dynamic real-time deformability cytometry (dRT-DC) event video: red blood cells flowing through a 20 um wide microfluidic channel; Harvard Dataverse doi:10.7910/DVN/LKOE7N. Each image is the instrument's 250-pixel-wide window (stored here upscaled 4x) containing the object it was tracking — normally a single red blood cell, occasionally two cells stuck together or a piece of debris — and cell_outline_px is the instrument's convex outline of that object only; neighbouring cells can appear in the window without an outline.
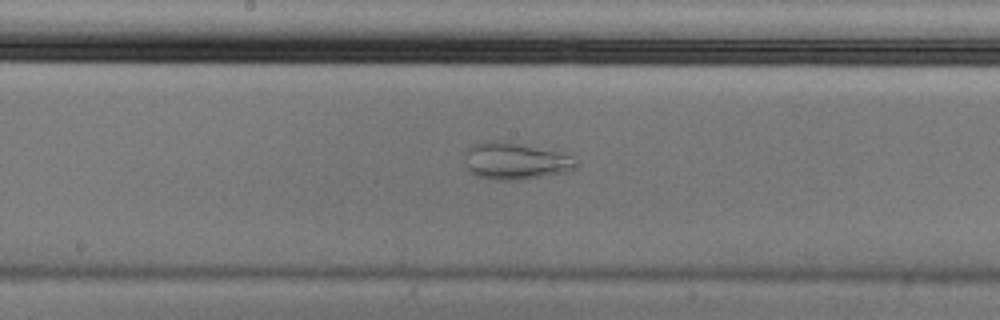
{"species": "Egyptian fruit bat (a non-hibernating species)", "species_latin": "Rousettus aegyptiacus", "temperature_condition": "cold", "stored_images_in_passage": 55, "camera_frame_rate_fps": 3000, "um_per_image_px": 0.085, "animal": {"sex": "male"}, "frame": {"image": 1, "passage_image": 29, "time_ms": 9.333, "image_size_px": [1000, 320], "cell_outline_px": [[580, 164], [576, 168], [568, 172], [520, 180], [492, 180], [476, 176], [468, 168], [468, 148], [472, 144], [484, 140], [508, 140], [564, 152], [572, 156]], "centroid_in_image_um": [43.9, 13.66], "position_along_channel_um": 204.3, "area_um2": 24.57}}
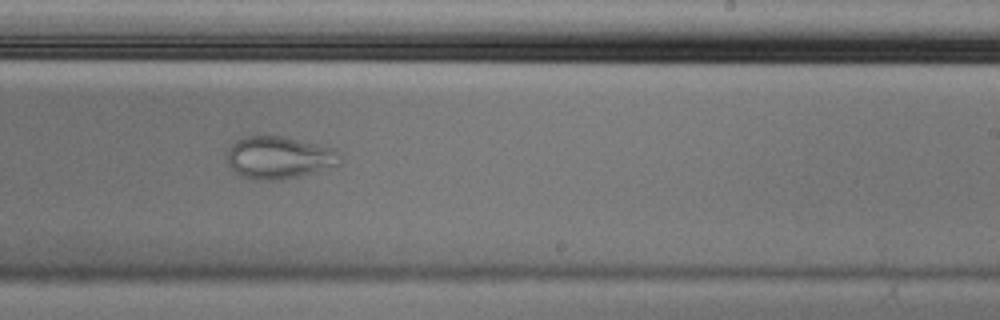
{"frame": {"image": 2, "passage_image": 34, "time_ms": 11.0, "image_size_px": [1000, 320], "cell_outline_px": [[340, 164], [316, 172], [300, 176], [280, 180], [256, 180], [240, 176], [228, 164], [228, 148], [236, 140], [244, 136], [268, 132], [336, 148], [340, 152]], "centroid_in_image_um": [23.72, 13.35], "position_along_channel_um": 265.3, "area_um2": 28.84}}
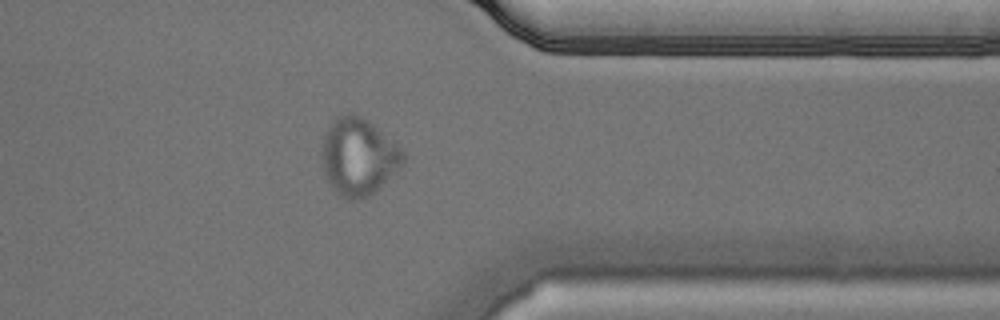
{"frame": {"image": 3, "passage_image": 44, "time_ms": 14.333, "image_size_px": [1000, 320], "cell_outline_px": [[404, 164], [400, 168], [368, 196], [356, 200], [348, 200], [340, 196], [332, 188], [324, 172], [320, 156], [320, 148], [324, 132], [328, 124], [336, 116], [348, 112], [360, 116], [396, 144], [404, 152]], "centroid_in_image_um": [30.4, 13.31], "position_along_channel_um": 381.0, "area_um2": 36.47}, "authors_computed_cell_mechanics": {"area_um2": 29.5358, "velocity_mm_per_s": 3.6771, "shape_relaxation_time_tau1_ms": null, "shape_relaxation_time_tau2_ms": 1.5412, "deformation_change_tau1": null, "deformation_change_tau2": 0.0599}}